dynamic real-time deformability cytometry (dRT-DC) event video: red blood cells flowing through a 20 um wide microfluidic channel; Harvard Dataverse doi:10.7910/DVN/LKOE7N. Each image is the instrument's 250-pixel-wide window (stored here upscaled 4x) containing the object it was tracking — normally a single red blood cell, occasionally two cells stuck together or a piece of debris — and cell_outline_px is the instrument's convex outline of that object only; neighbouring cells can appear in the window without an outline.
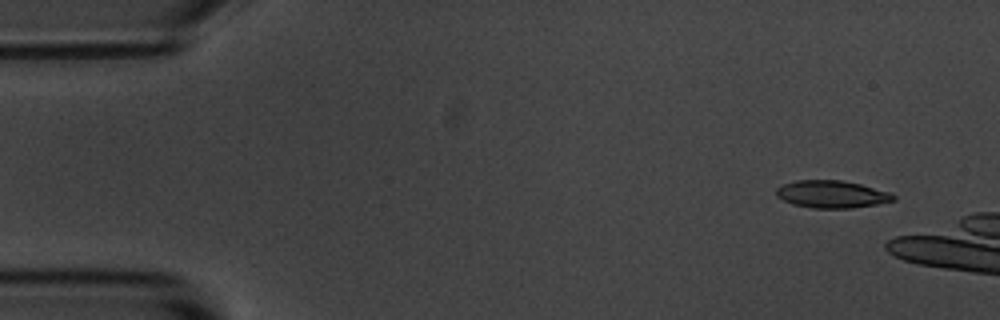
{"species": "common noctule bat (a hibernating species)", "species_latin": "Nyctalus noctula", "temperature_condition": "room temperature", "stored_images_in_passage": 3, "camera_frame_rate_fps": 3000, "um_per_image_px": 0.085, "animal": {"sex": "male", "body_mass_g": 20.1, "forearm_length_mm": 53.5}, "frame": {"image": 1, "passage_image": 1, "time_ms": 0.0, "image_size_px": [1000, 320], "cell_outline_px": [[896, 200], [876, 204], [852, 208], [812, 208], [792, 204], [776, 196], [776, 188], [784, 184], [796, 180], [844, 180], [892, 192], [896, 196]], "centroid_in_image_um": [70.73, 16.5], "position_along_channel_um": 14.3, "area_um2": 18.84}}